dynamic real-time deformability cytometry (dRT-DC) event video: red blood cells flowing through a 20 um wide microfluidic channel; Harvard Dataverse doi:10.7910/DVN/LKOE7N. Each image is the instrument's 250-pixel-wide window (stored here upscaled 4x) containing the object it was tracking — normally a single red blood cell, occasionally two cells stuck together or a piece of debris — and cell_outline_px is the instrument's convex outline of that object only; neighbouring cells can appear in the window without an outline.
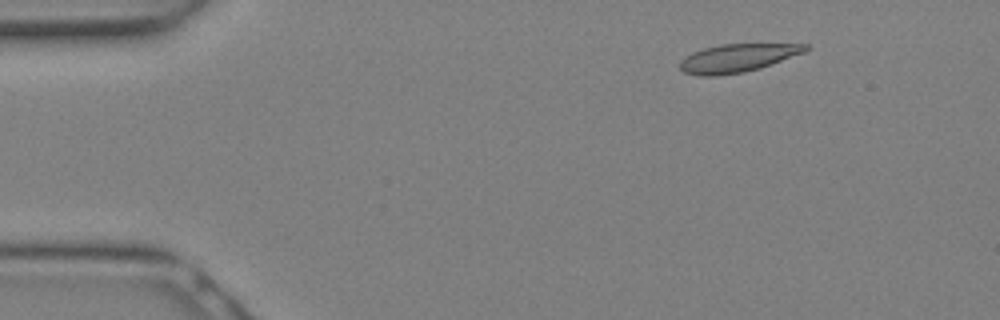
{"species": "Egyptian fruit bat (a non-hibernating species)", "species_latin": "Rousettus aegyptiacus", "temperature_condition": "warm", "stored_images_in_passage": 11, "camera_frame_rate_fps": 3000, "um_per_image_px": 0.085, "animal": {"sex": "female"}, "frame": {"image": 1, "passage_image": 1, "time_ms": 0.0, "image_size_px": [1000, 320], "cell_outline_px": [[812, 48], [804, 52], [760, 68], [744, 72], [716, 76], [700, 76], [684, 72], [680, 68], [680, 60], [684, 56], [692, 52], [704, 48], [720, 44], [812, 44]], "centroid_in_image_um": [62.68, 4.93], "position_along_channel_um": 22.3, "area_um2": 20.69}}
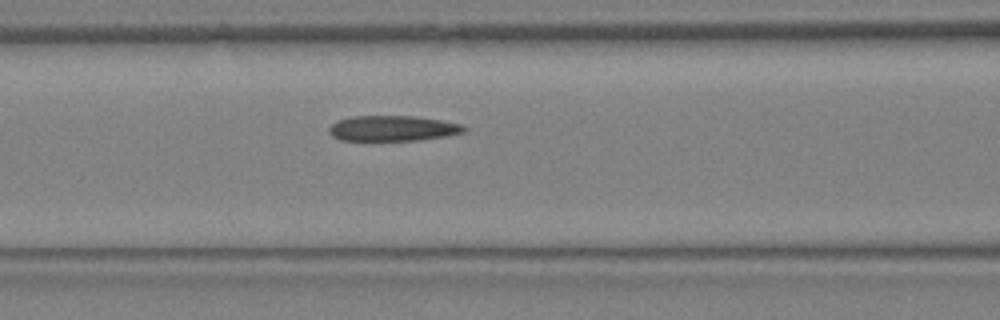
{"frame": {"image": 2, "passage_image": 9, "time_ms": 2.667, "image_size_px": [1000, 320], "cell_outline_px": [[468, 128], [464, 132], [448, 136], [420, 140], [340, 140], [332, 136], [328, 132], [328, 128], [332, 124], [340, 120], [352, 116], [416, 116], [440, 120], [460, 124]], "centroid_in_image_um": [33.39, 10.91], "position_along_channel_um": 133.2, "area_um2": 20.0}}
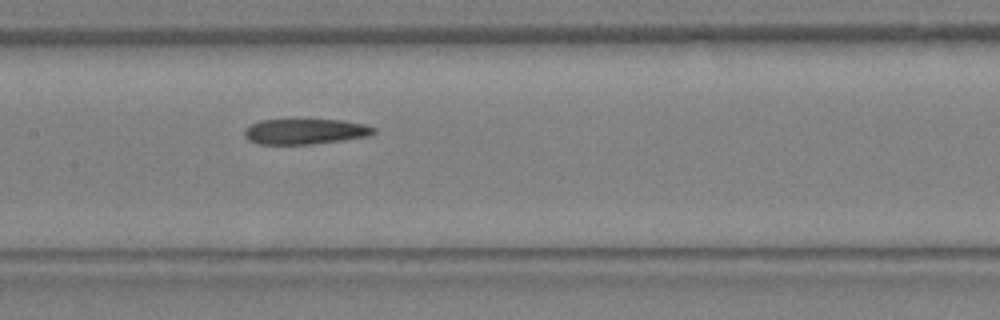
{"frame": {"image": 3, "passage_image": 11, "time_ms": 3.333, "image_size_px": [1000, 320], "cell_outline_px": [[376, 132], [368, 136], [312, 144], [256, 144], [248, 140], [244, 136], [244, 132], [252, 124], [260, 120], [340, 120], [364, 124], [376, 128]], "centroid_in_image_um": [25.93, 11.18], "position_along_channel_um": 181.5, "area_um2": 18.96}}